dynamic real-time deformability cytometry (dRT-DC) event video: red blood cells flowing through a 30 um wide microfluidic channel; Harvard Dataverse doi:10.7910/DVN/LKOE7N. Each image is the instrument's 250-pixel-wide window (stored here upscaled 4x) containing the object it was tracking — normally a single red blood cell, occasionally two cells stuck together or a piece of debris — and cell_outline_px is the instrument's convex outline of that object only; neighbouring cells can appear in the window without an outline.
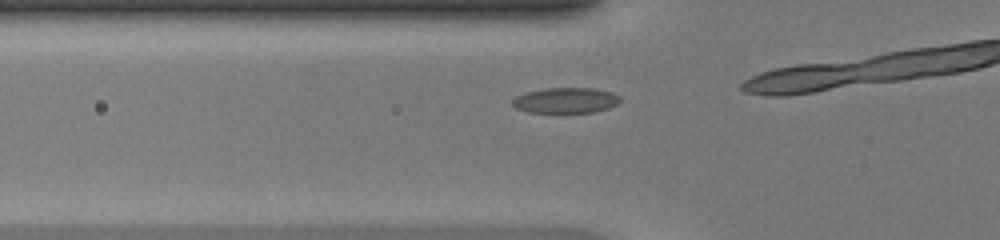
{"species": "common noctule bat (a hibernating species)", "species_latin": "Nyctalus noctula", "temperature_condition": "warm", "stored_images_in_passage": 7, "camera_frame_rate_fps": 3000, "um_per_image_px": 0.085, "animal": {"sex": "female", "body_mass_g": 20.0, "forearm_length_mm": 54.0}, "frame": {"image": 1, "passage_image": 5, "time_ms": 1.333, "image_size_px": [1000, 240], "cell_outline_px": [[620, 100], [616, 104], [608, 108], [592, 112], [528, 112], [516, 108], [512, 104], [512, 100], [516, 96], [524, 92], [544, 88], [592, 88], [612, 92], [620, 96]], "centroid_in_image_um": [48.06, 8.52], "position_along_channel_um": 77.7, "area_um2": 15.95}}